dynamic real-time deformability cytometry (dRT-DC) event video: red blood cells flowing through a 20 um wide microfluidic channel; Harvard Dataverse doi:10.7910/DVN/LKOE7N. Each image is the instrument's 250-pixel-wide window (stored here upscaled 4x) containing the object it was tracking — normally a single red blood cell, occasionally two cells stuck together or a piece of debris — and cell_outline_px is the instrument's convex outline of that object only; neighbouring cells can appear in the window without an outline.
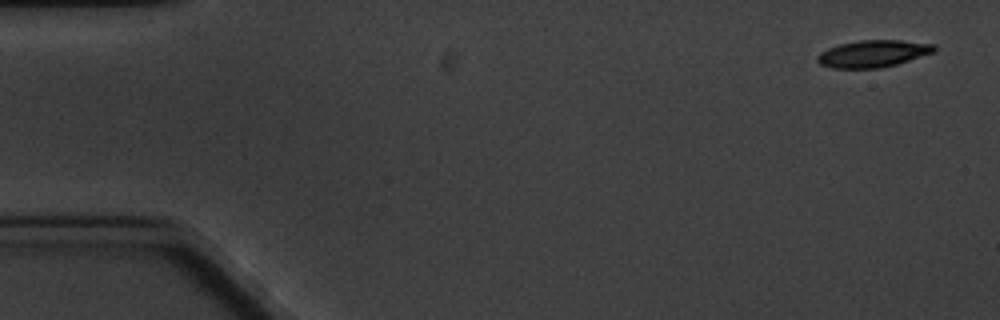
{"species": "common noctule bat (a hibernating species)", "species_latin": "Nyctalus noctula", "temperature_condition": "cold", "stored_images_in_passage": 5, "camera_frame_rate_fps": 3000, "um_per_image_px": 0.085, "animal": {"sex": "male", "body_mass_g": 20.1, "forearm_length_mm": 53.5}, "frame": {"image": 1, "passage_image": 1, "time_ms": 0.0, "image_size_px": [1000, 320], "cell_outline_px": [[936, 52], [896, 64], [880, 68], [832, 68], [820, 64], [816, 60], [816, 56], [820, 52], [828, 48], [840, 44], [860, 40], [900, 40], [936, 44]], "centroid_in_image_um": [74.22, 4.56], "position_along_channel_um": 10.8, "area_um2": 18.5}}
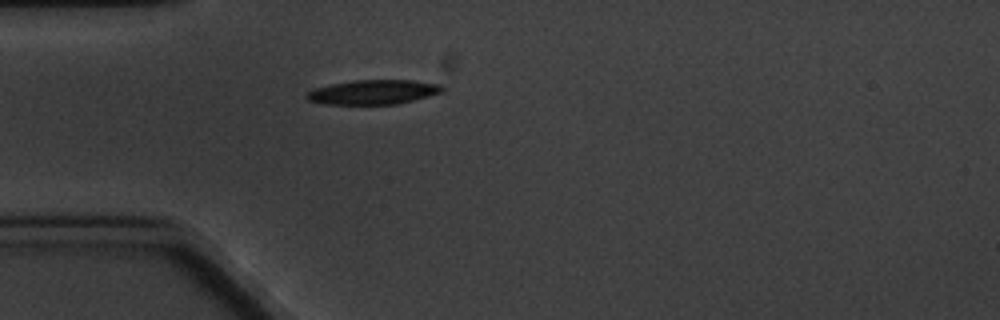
{"frame": {"image": 2, "passage_image": 5, "time_ms": 4.667, "image_size_px": [1000, 320], "cell_outline_px": [[444, 88], [440, 92], [428, 96], [396, 104], [324, 104], [308, 100], [304, 96], [308, 92], [316, 88], [332, 84], [352, 80], [412, 80], [440, 84]], "centroid_in_image_um": [31.7, 7.82], "position_along_channel_um": 53.3, "area_um2": 19.13}}